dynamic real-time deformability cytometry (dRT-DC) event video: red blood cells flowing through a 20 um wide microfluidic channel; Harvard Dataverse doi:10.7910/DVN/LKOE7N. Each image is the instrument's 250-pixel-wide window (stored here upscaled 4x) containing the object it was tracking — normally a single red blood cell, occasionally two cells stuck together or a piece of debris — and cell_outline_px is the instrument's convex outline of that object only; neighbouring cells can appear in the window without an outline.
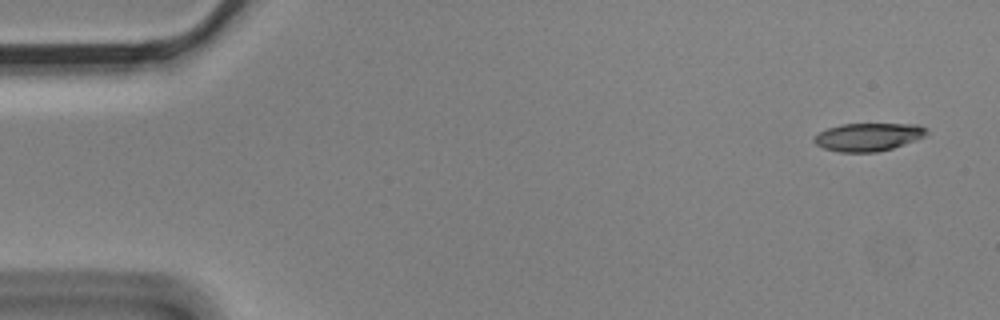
{"species": "Egyptian fruit bat (a non-hibernating species)", "species_latin": "Rousettus aegyptiacus", "temperature_condition": "cold", "stored_images_in_passage": 9, "camera_frame_rate_fps": 3000, "um_per_image_px": 0.085, "animal": {"sex": "male"}, "frame": {"image": 1, "passage_image": 1, "time_ms": 0.0, "image_size_px": [1000, 320], "cell_outline_px": [[928, 132], [924, 136], [916, 140], [892, 148], [876, 152], [840, 152], [824, 148], [816, 144], [812, 140], [812, 136], [828, 128], [840, 124], [920, 124], [928, 128]], "centroid_in_image_um": [73.8, 11.63], "position_along_channel_um": 11.2, "area_um2": 18.44}}
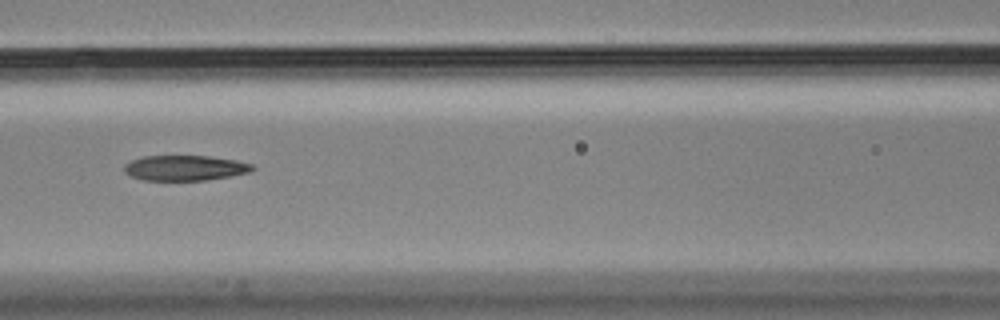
{"frame": {"image": 2, "passage_image": 6, "time_ms": 1.667, "image_size_px": [1000, 320], "cell_outline_px": [[256, 168], [248, 172], [232, 176], [204, 180], [144, 180], [132, 176], [124, 172], [124, 164], [140, 156], [208, 156], [236, 160], [252, 164]], "centroid_in_image_um": [15.71, 14.27], "position_along_channel_um": 150.9, "area_um2": 18.84}}
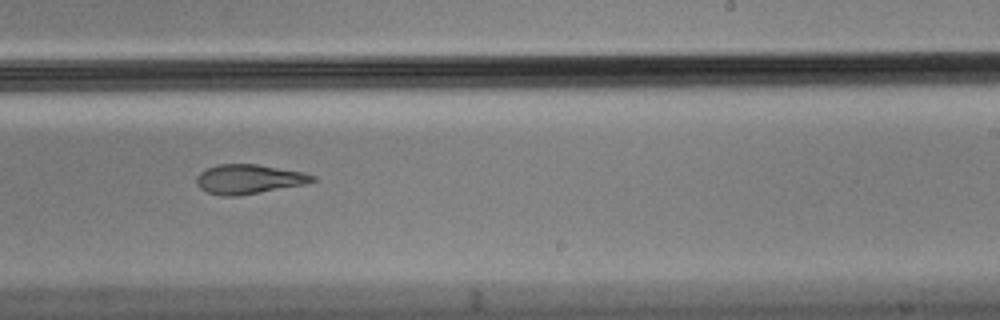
{"frame": {"image": 3, "passage_image": 9, "time_ms": 2.667, "image_size_px": [1000, 320], "cell_outline_px": [[316, 180], [304, 184], [260, 192], [236, 196], [220, 196], [208, 192], [200, 188], [196, 184], [196, 176], [200, 172], [216, 164], [256, 164], [304, 172], [316, 176]], "centroid_in_image_um": [21.12, 15.22], "position_along_channel_um": 267.9, "area_um2": 19.83}}